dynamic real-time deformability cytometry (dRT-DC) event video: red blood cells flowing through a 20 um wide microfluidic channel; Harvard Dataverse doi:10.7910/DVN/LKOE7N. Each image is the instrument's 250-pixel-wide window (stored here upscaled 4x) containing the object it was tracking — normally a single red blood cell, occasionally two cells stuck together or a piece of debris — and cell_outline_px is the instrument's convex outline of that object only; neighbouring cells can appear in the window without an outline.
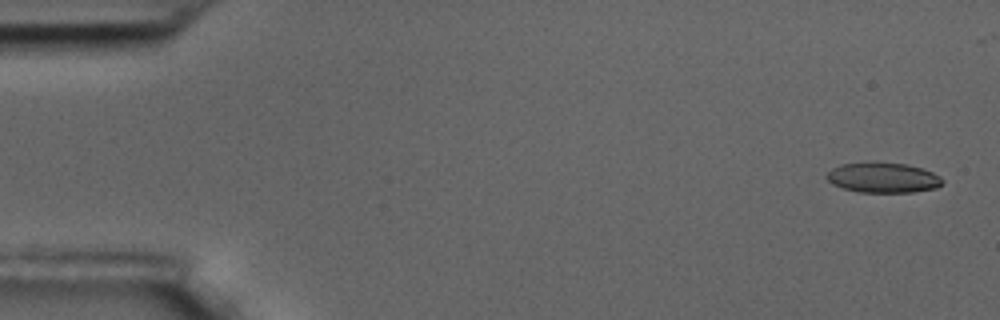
{"species": "common noctule bat (a hibernating species)", "species_latin": "Nyctalus noctula", "temperature_condition": "room temperature", "stored_images_in_passage": 11, "camera_frame_rate_fps": 3000, "um_per_image_px": 0.085, "animal": {"sex": "male", "body_mass_g": 17.5, "forearm_length_mm": 52.3}, "frame": {"image": 1, "passage_image": 1, "time_ms": 0.0, "image_size_px": [1000, 320], "cell_outline_px": [[944, 180], [936, 188], [912, 192], [860, 192], [844, 188], [832, 184], [824, 176], [832, 168], [840, 164], [864, 160], [876, 160], [908, 164], [932, 172], [940, 176]], "centroid_in_image_um": [75.01, 15.05], "position_along_channel_um": 10.0, "area_um2": 20.92}}
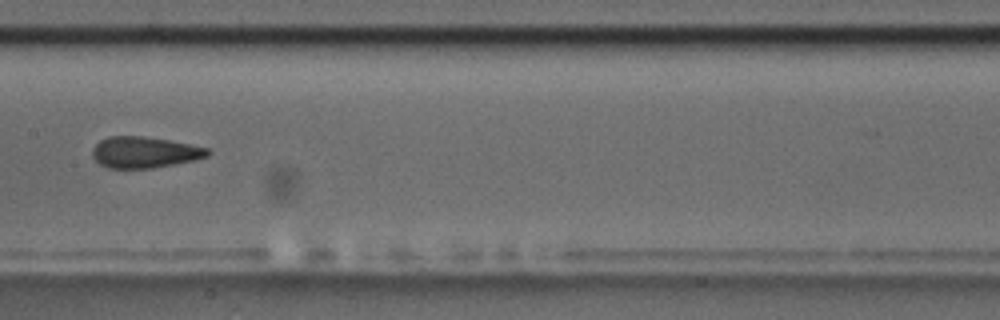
{"frame": {"image": 2, "passage_image": 8, "time_ms": 2.333, "image_size_px": [1000, 320], "cell_outline_px": [[212, 152], [208, 156], [196, 160], [152, 168], [108, 168], [100, 164], [92, 156], [92, 148], [100, 140], [108, 136], [144, 136], [168, 140], [208, 148]], "centroid_in_image_um": [12.28, 12.94], "position_along_channel_um": 195.1, "area_um2": 20.98}}
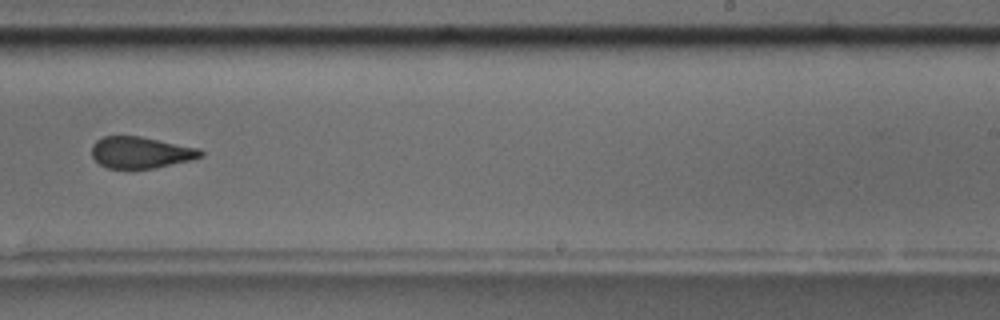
{"frame": {"image": 3, "passage_image": 10, "time_ms": 3.0, "image_size_px": [1000, 320], "cell_outline_px": [[204, 156], [192, 160], [156, 168], [108, 168], [100, 164], [92, 156], [92, 144], [96, 140], [104, 136], [140, 136], [200, 148], [204, 152]], "centroid_in_image_um": [12.0, 12.96], "position_along_channel_um": 277.0, "area_um2": 20.11}}